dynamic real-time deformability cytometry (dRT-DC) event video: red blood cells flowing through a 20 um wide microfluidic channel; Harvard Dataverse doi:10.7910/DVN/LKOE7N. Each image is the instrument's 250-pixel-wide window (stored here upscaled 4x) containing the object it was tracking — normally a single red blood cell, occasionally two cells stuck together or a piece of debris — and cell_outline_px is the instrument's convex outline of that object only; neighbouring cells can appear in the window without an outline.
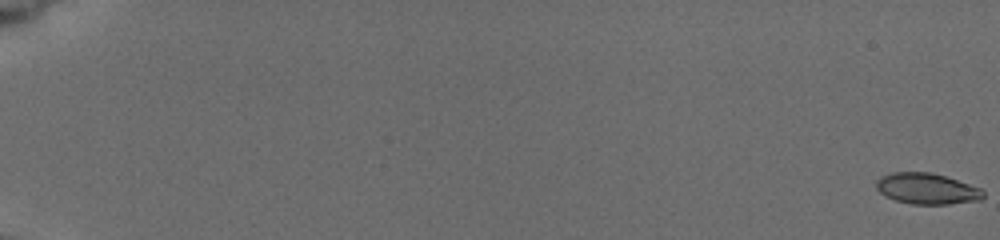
{"species": "common noctule bat (a hibernating species)", "species_latin": "Nyctalus noctula", "temperature_condition": "cold", "stored_images_in_passage": 8, "camera_frame_rate_fps": 3000, "um_per_image_px": 0.085, "animal": {"sex": "female", "body_mass_g": 19.5, "forearm_length_mm": 54.1}, "frame": {"image": 1, "passage_image": 1, "time_ms": 0.0, "image_size_px": [1000, 240], "cell_outline_px": [[984, 196], [980, 200], [948, 204], [912, 204], [896, 200], [884, 196], [876, 188], [876, 180], [892, 172], [932, 172], [980, 188], [984, 192]], "centroid_in_image_um": [78.77, 16.04], "position_along_channel_um": 6.2, "area_um2": 19.13}}
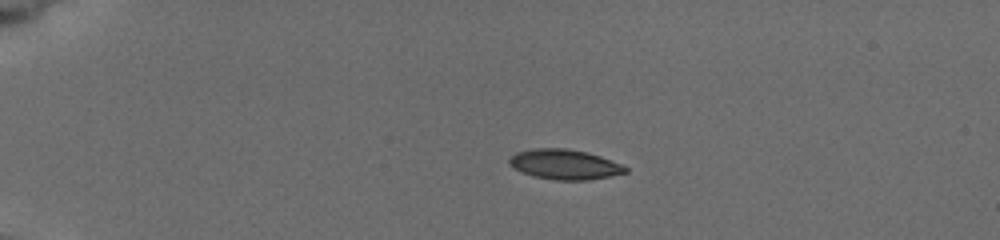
{"frame": {"image": 2, "passage_image": 5, "time_ms": 4.667, "image_size_px": [1000, 240], "cell_outline_px": [[628, 172], [588, 180], [556, 180], [536, 176], [524, 172], [508, 164], [508, 160], [516, 152], [536, 148], [564, 148], [584, 152], [600, 156], [620, 164], [628, 168]], "centroid_in_image_um": [47.99, 13.97], "position_along_channel_um": 37.0, "area_um2": 19.88}}
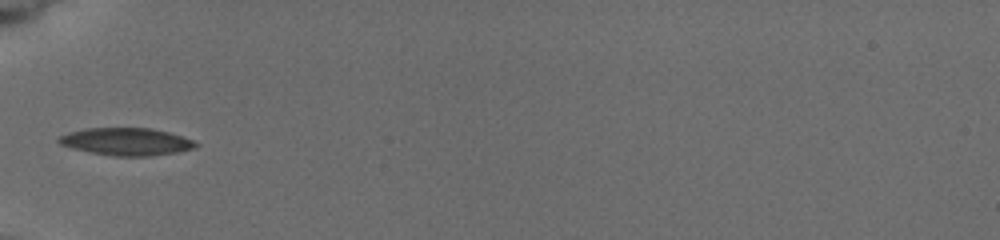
{"frame": {"image": 3, "passage_image": 8, "time_ms": 7.333, "image_size_px": [1000, 240], "cell_outline_px": [[200, 144], [196, 148], [176, 152], [148, 156], [112, 156], [72, 148], [60, 144], [56, 140], [60, 136], [68, 132], [88, 128], [152, 128], [168, 132], [192, 140]], "centroid_in_image_um": [10.74, 12.04], "position_along_channel_um": 74.3, "area_um2": 21.79}}